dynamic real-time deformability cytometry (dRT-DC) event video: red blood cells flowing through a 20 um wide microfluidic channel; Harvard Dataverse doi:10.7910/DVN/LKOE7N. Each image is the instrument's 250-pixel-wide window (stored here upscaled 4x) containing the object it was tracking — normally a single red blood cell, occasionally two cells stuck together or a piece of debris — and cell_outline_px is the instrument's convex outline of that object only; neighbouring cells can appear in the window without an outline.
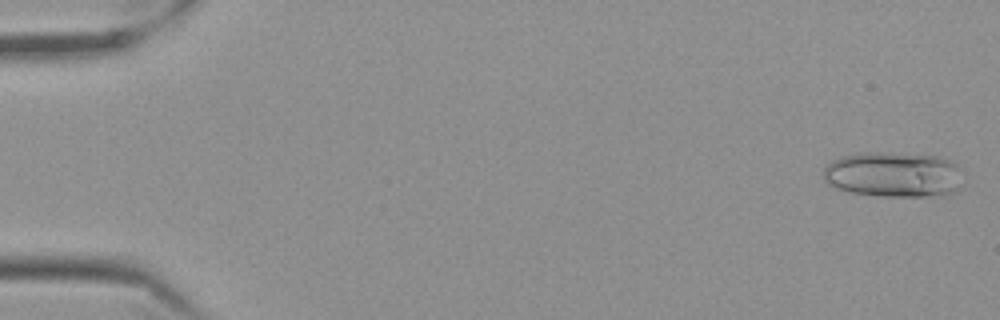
{"species": "Egyptian fruit bat (a non-hibernating species)", "species_latin": "Rousettus aegyptiacus", "temperature_condition": "cold", "stored_images_in_passage": 58, "camera_frame_rate_fps": 3000, "um_per_image_px": 0.085, "frame": {"image": 1, "passage_image": 2, "time_ms": 0.333, "image_size_px": [1000, 320], "cell_outline_px": [[956, 188], [952, 192], [932, 196], [880, 196], [852, 192], [836, 188], [828, 184], [824, 180], [824, 168], [832, 160], [844, 156], [860, 152], [880, 152], [936, 156], [948, 160], [956, 164]], "centroid_in_image_um": [75.82, 14.83], "position_along_channel_um": 9.2, "area_um2": 36.07}}
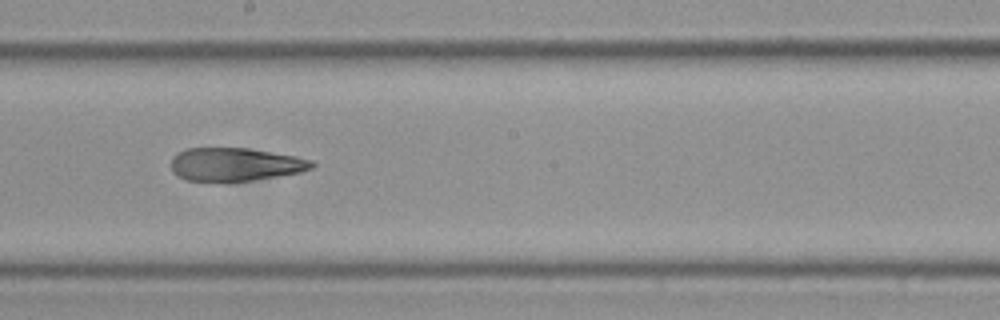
{"frame": {"image": 2, "passage_image": 33, "time_ms": 10.667, "image_size_px": [1000, 320], "cell_outline_px": [[316, 164], [312, 168], [300, 172], [228, 184], [184, 180], [176, 176], [172, 172], [172, 156], [176, 152], [188, 148], [248, 148], [296, 156], [312, 160]], "centroid_in_image_um": [19.93, 14.0], "position_along_channel_um": 228.3, "area_um2": 28.03}}
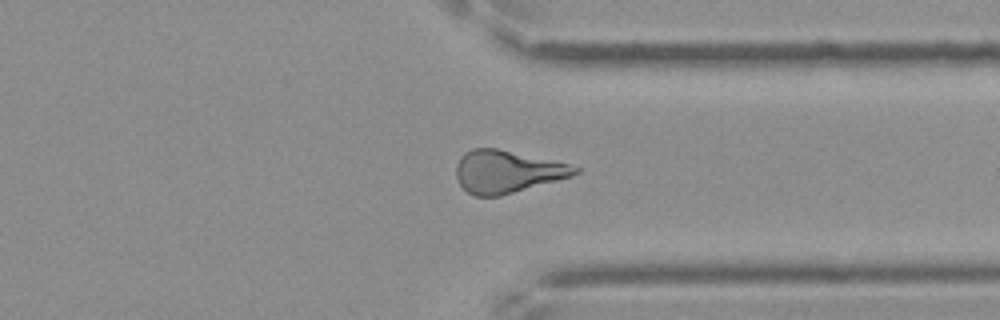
{"frame": {"image": 3, "passage_image": 45, "time_ms": 14.667, "image_size_px": [1000, 320], "cell_outline_px": [[580, 172], [572, 176], [500, 196], [476, 196], [468, 192], [460, 184], [456, 176], [456, 164], [460, 156], [464, 152], [472, 148], [496, 148], [568, 164], [580, 168]], "centroid_in_image_um": [43.06, 14.58], "position_along_channel_um": 368.3, "area_um2": 29.13}, "authors_computed_cell_mechanics": {"area_um2": 29.189, "velocity_mm_per_s": 3.5124, "shape_relaxation_time_tau1_ms": null, "shape_relaxation_time_tau2_ms": 3.3675, "deformation_change_tau1": null, "deformation_change_tau2": 0.1342}}